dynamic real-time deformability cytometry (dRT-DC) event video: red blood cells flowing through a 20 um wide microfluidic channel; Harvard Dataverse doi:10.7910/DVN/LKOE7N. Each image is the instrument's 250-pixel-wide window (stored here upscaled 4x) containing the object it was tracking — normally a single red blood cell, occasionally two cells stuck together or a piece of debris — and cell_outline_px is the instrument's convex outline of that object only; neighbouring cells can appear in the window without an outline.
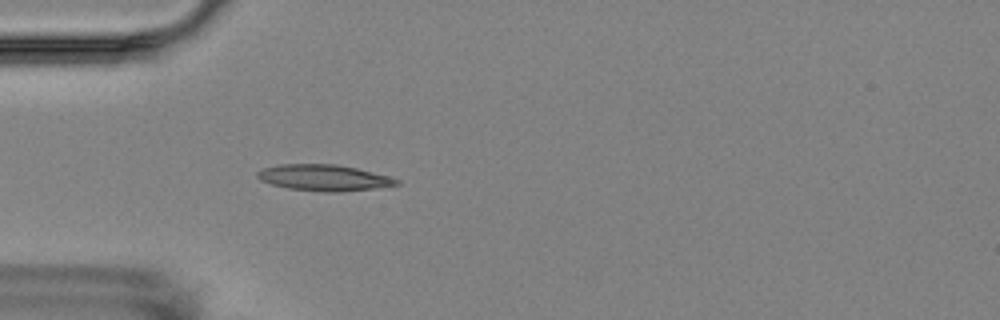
{"species": "Egyptian fruit bat (a non-hibernating species)", "species_latin": "Rousettus aegyptiacus", "temperature_condition": "room temperature", "stored_images_in_passage": 4, "camera_frame_rate_fps": 3000, "um_per_image_px": 0.085, "animal": {"sex": "female"}, "frame": {"image": 1, "passage_image": 4, "time_ms": 3.667, "image_size_px": [1000, 320], "cell_outline_px": [[400, 184], [372, 188], [340, 192], [324, 192], [288, 188], [272, 184], [260, 180], [256, 176], [256, 172], [264, 168], [280, 164], [336, 164], [356, 168], [388, 176], [400, 180]], "centroid_in_image_um": [27.51, 15.1], "position_along_channel_um": 57.5, "area_um2": 21.04}}